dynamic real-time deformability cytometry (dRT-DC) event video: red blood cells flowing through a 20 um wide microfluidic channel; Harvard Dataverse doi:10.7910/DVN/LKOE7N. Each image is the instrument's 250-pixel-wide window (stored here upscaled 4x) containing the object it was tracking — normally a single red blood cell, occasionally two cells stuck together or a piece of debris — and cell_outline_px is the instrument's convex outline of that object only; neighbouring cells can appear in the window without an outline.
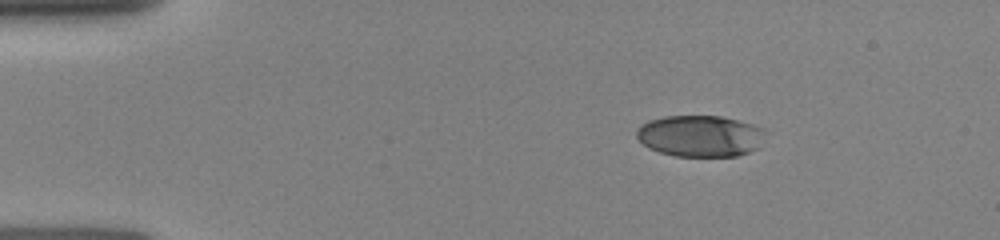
{"species": "human", "species_latin": "Homo sapiens", "temperature_condition": "room temperature", "stored_images_in_passage": 7, "camera_frame_rate_fps": 3000, "um_per_image_px": 0.085, "donor": {"sex": "female"}, "frame": {"image": 1, "passage_image": 1, "time_ms": 0.0, "image_size_px": [1000, 240], "cell_outline_px": [[768, 132], [760, 148], [736, 156], [676, 156], [660, 152], [648, 148], [636, 136], [636, 128], [640, 124], [648, 120], [664, 116], [720, 116], [752, 124], [764, 128]], "centroid_in_image_um": [59.55, 11.55], "position_along_channel_um": 25.5, "area_um2": 31.5}}
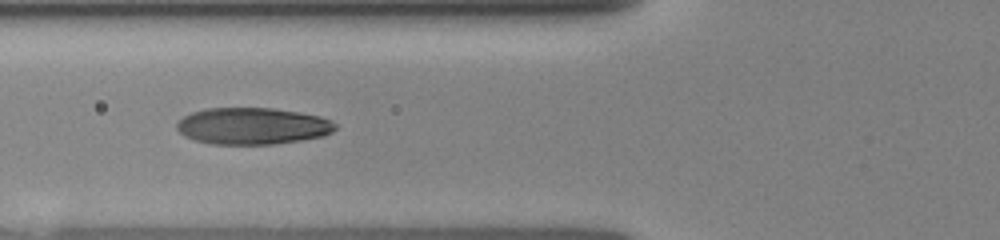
{"frame": {"image": 2, "passage_image": 6, "time_ms": 3.667, "image_size_px": [1000, 240], "cell_outline_px": [[336, 128], [332, 132], [324, 136], [300, 140], [272, 144], [212, 144], [196, 140], [184, 136], [176, 128], [176, 124], [184, 116], [192, 112], [208, 108], [272, 108], [320, 116], [332, 120], [336, 124]], "centroid_in_image_um": [21.47, 10.71], "position_along_channel_um": 104.3, "area_um2": 33.81}}